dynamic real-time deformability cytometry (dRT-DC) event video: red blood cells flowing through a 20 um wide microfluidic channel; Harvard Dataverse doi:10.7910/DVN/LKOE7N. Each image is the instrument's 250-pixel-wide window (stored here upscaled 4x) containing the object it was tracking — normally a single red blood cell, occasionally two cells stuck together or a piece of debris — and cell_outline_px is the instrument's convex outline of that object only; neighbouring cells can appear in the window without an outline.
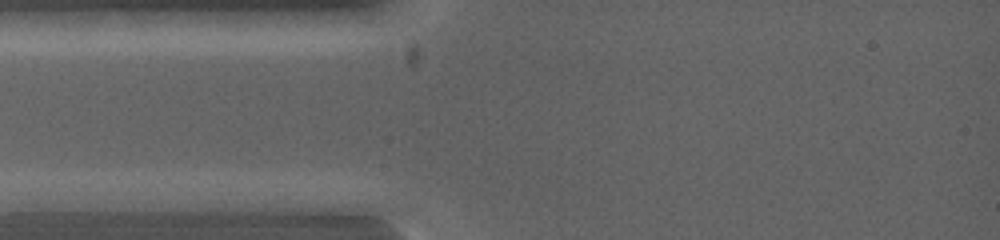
{"species": "common noctule bat (a hibernating species)", "species_latin": "Nyctalus noctula", "temperature_condition": "warm", "stored_images_in_passage": 5, "camera_frame_rate_fps": 5000, "um_per_image_px": 0.085, "animal": {"sex": "female", "body_mass_g": 19.0, "forearm_length_mm": 53.3}, "frame": {"image": 1, "passage_image": 3, "time_ms": 0.6, "image_size_px": [1000, 240], "cell_outline_px": [[120, 200], [96, 212], [16, 212], [16, 200], [24, 192], [112, 192]], "centroid_in_image_um": [5.49, 17.15], "position_along_channel_um": 79.5, "area_um2": 13.53}}